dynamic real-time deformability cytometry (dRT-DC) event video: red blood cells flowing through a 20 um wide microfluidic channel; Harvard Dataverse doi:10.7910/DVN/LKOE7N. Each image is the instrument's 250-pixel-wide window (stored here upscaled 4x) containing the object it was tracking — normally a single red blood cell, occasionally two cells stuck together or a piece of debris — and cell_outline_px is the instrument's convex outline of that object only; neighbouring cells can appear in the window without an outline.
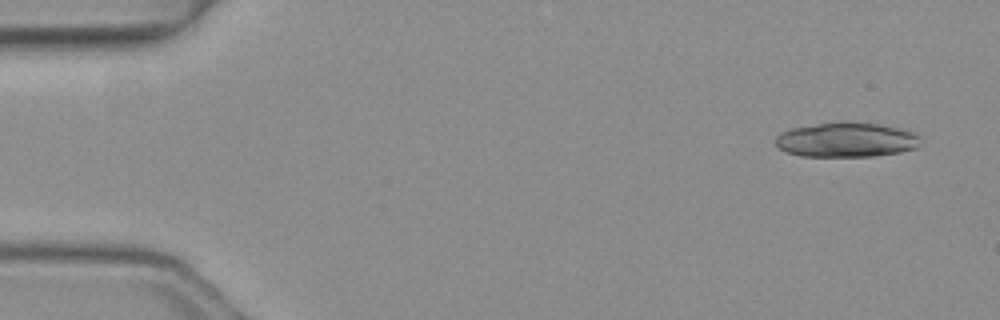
{"species": "common noctule bat (a hibernating species)", "species_latin": "Nyctalus noctula", "temperature_condition": "warm", "stored_images_in_passage": 4, "camera_frame_rate_fps": 3000, "um_per_image_px": 0.085, "animal": {"sex": "female", "body_mass_g": 19.3, "forearm_length_mm": 54.1}, "frame": {"image": 1, "passage_image": 1, "time_ms": 0.0, "image_size_px": [1000, 320], "cell_outline_px": [[920, 136], [916, 148], [900, 152], [876, 156], [800, 156], [784, 152], [776, 144], [776, 136], [780, 132], [792, 128], [840, 120], [848, 120], [880, 124], [900, 128], [916, 132]], "centroid_in_image_um": [71.94, 11.86], "position_along_channel_um": 13.1, "area_um2": 29.77}}